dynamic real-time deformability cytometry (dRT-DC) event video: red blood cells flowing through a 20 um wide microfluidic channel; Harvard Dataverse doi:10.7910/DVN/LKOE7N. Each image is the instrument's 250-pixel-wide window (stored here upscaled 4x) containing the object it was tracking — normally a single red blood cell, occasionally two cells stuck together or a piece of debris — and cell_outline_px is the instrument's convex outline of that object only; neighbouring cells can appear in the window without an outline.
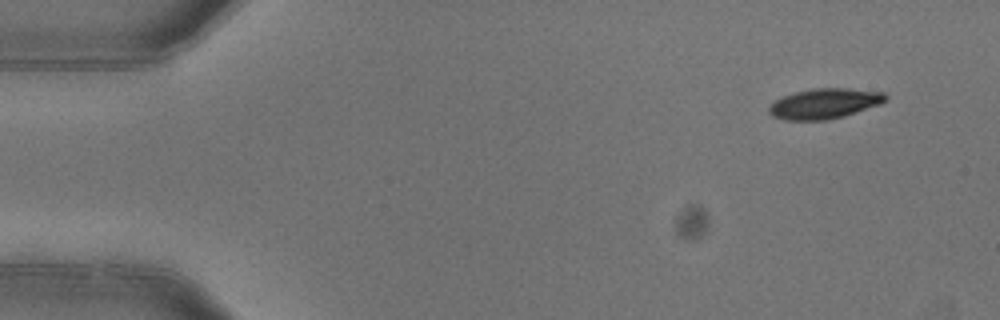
{"species": "common noctule bat (a hibernating species)", "species_latin": "Nyctalus noctula", "temperature_condition": "warm", "stored_images_in_passage": 4, "camera_frame_rate_fps": 3000, "um_per_image_px": 0.085, "animal": {"sex": "female"}, "frame": {"image": 1, "passage_image": 1, "time_ms": 0.0, "image_size_px": [1000, 320], "cell_outline_px": [[888, 100], [880, 104], [844, 116], [828, 120], [784, 120], [772, 116], [768, 112], [768, 108], [776, 100], [784, 96], [796, 92], [812, 88], [844, 88], [884, 92], [888, 96]], "centroid_in_image_um": [70.1, 8.81], "position_along_channel_um": 14.9, "area_um2": 20.52}}
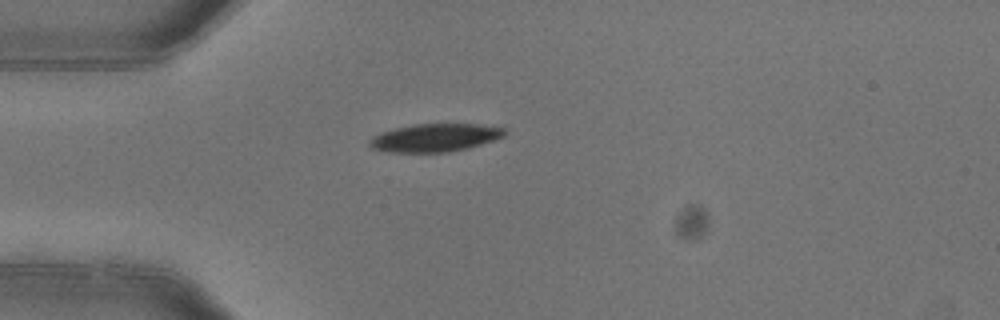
{"frame": {"image": 2, "passage_image": 4, "time_ms": 1.0, "image_size_px": [1000, 320], "cell_outline_px": [[508, 132], [504, 136], [468, 148], [448, 152], [388, 152], [372, 148], [368, 144], [372, 136], [380, 132], [396, 128], [416, 124], [476, 124], [504, 128]], "centroid_in_image_um": [36.95, 11.7], "position_along_channel_um": 48.1, "area_um2": 21.91}}